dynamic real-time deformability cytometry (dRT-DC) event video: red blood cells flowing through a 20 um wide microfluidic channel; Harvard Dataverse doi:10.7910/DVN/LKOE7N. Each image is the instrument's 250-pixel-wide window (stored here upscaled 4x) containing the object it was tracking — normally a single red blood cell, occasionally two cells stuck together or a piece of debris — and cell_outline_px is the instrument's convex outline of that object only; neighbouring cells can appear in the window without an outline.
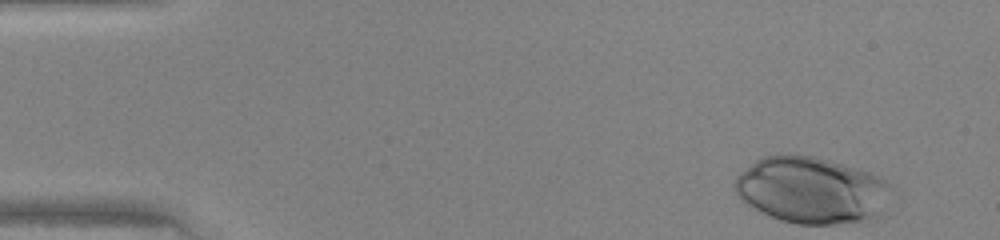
{"species": "human", "species_latin": "Homo sapiens", "temperature_condition": "warm", "stored_images_in_passage": 35, "camera_frame_rate_fps": 3000, "um_per_image_px": 0.085, "donor": {"sex": "female"}, "frame": {"image": 1, "passage_image": 1, "time_ms": 0.0, "image_size_px": [1000, 240], "cell_outline_px": [[892, 188], [880, 216], [864, 224], [796, 224], [780, 220], [760, 212], [744, 204], [740, 200], [732, 184], [736, 176], [740, 172], [756, 160], [764, 156], [788, 152], [816, 156], [868, 172], [880, 176], [888, 180], [892, 184]], "centroid_in_image_um": [68.99, 16.17], "position_along_channel_um": 16.0, "area_um2": 62.19}}
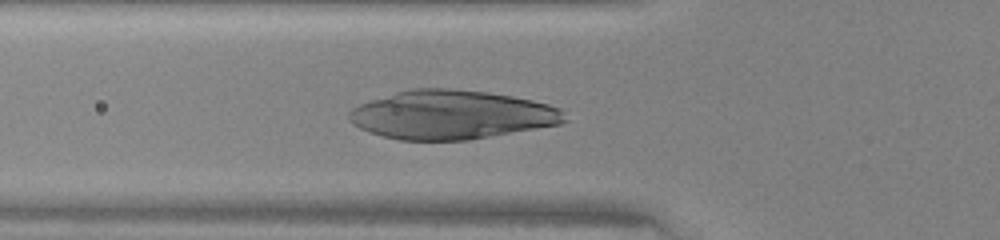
{"frame": {"image": 2, "passage_image": 14, "time_ms": 4.333, "image_size_px": [1000, 240], "cell_outline_px": [[568, 120], [560, 124], [468, 140], [400, 140], [384, 136], [360, 128], [352, 124], [348, 120], [348, 112], [352, 108], [360, 104], [396, 92], [412, 88], [452, 88], [488, 92], [512, 96], [532, 100], [548, 104], [560, 108], [564, 112]], "centroid_in_image_um": [38.39, 9.75], "position_along_channel_um": 87.4, "area_um2": 61.21}}
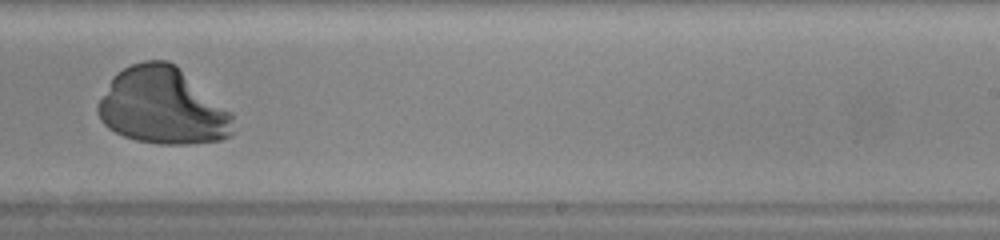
{"frame": {"image": 3, "passage_image": 27, "time_ms": 8.667, "image_size_px": [1000, 240], "cell_outline_px": [[236, 132], [232, 136], [220, 140], [188, 144], [156, 144], [136, 140], [124, 136], [108, 128], [100, 120], [96, 112], [96, 108], [112, 76], [116, 72], [132, 64], [144, 60], [168, 60], [176, 64], [232, 112]], "centroid_in_image_um": [13.84, 9.03], "position_along_channel_um": 275.2, "area_um2": 61.09}}